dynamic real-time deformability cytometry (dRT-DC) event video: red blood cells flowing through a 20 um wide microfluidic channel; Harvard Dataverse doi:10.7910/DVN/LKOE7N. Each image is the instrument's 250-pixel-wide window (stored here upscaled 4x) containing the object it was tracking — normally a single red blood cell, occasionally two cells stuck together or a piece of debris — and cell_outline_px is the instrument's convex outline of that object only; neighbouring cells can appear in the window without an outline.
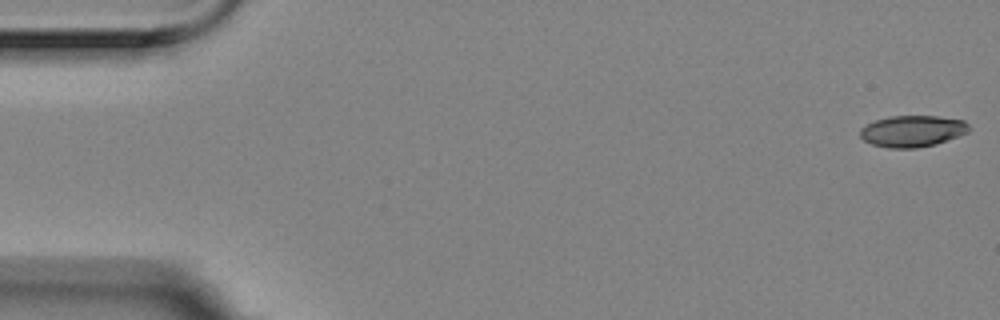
{"species": "Egyptian fruit bat (a non-hibernating species)", "species_latin": "Rousettus aegyptiacus", "temperature_condition": "room temperature", "stored_images_in_passage": 5, "camera_frame_rate_fps": 3000, "um_per_image_px": 0.085, "animal": {"sex": "female"}, "frame": {"image": 1, "passage_image": 1, "time_ms": 0.0, "image_size_px": [1000, 320], "cell_outline_px": [[972, 128], [968, 132], [936, 144], [916, 148], [888, 148], [872, 144], [864, 140], [860, 136], [860, 128], [876, 120], [892, 116], [940, 116], [964, 120]], "centroid_in_image_um": [77.58, 11.14], "position_along_channel_um": 7.4, "area_um2": 19.94}}
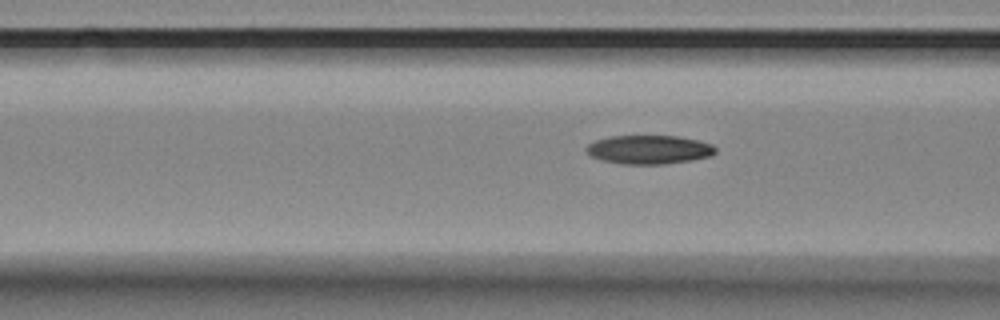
{"frame": {"image": 2, "passage_image": 5, "time_ms": 1.333, "image_size_px": [1000, 320], "cell_outline_px": [[716, 152], [712, 156], [692, 160], [664, 164], [620, 164], [600, 160], [592, 156], [584, 148], [588, 144], [596, 140], [608, 136], [676, 136], [696, 140], [712, 144], [716, 148]], "centroid_in_image_um": [55.16, 12.72], "position_along_channel_um": 111.4, "area_um2": 21.73}}